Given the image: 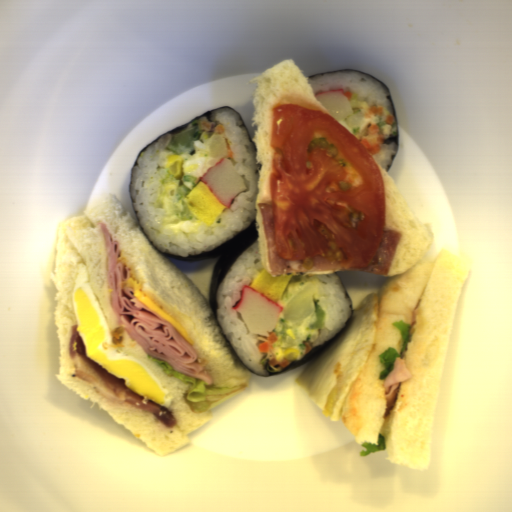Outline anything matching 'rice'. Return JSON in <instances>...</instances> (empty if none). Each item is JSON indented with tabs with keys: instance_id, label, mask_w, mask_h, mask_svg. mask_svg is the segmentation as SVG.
I'll use <instances>...</instances> for the list:
<instances>
[{
	"instance_id": "obj_1",
	"label": "rice",
	"mask_w": 512,
	"mask_h": 512,
	"mask_svg": "<svg viewBox=\"0 0 512 512\" xmlns=\"http://www.w3.org/2000/svg\"><path fill=\"white\" fill-rule=\"evenodd\" d=\"M199 122L219 123L233 151L230 161L245 183L229 207H224L215 223L207 226L195 215L192 220L181 217L183 203L176 179L165 169L170 155L167 148L172 134H165L147 147L132 167L129 190L137 224L156 251L177 256H193L209 252L245 230L256 219V199L262 164L257 163L256 149L247 128L237 112L229 108L217 110L212 120L201 116Z\"/></svg>"
},
{
	"instance_id": "obj_2",
	"label": "rice",
	"mask_w": 512,
	"mask_h": 512,
	"mask_svg": "<svg viewBox=\"0 0 512 512\" xmlns=\"http://www.w3.org/2000/svg\"><path fill=\"white\" fill-rule=\"evenodd\" d=\"M265 268L260 260L257 240L237 258L218 286L216 314L220 332L246 369L268 376L270 372L261 364L265 357L271 361L280 351L295 348L298 357L289 363L302 360L306 356L304 341H309L313 347L327 342L346 326L353 311L336 272L289 273L291 277L282 296L274 301L283 308L306 285L312 284L314 300H319L325 312L324 326L321 329L310 328L317 318L315 310L301 325L290 323L280 312L272 331L278 335V340L269 352H260L259 345L267 340V335L250 332L241 314L233 310V305L240 301L244 286H251Z\"/></svg>"
},
{
	"instance_id": "obj_3",
	"label": "rice",
	"mask_w": 512,
	"mask_h": 512,
	"mask_svg": "<svg viewBox=\"0 0 512 512\" xmlns=\"http://www.w3.org/2000/svg\"><path fill=\"white\" fill-rule=\"evenodd\" d=\"M315 96L324 91L344 90L351 93L350 104L356 112L363 116L368 114L373 106L383 108L382 115L364 118V122L357 128H350L343 125L360 142L363 137L368 135L369 129L376 124L379 131L382 132L385 141L398 135L395 121L393 124H387L388 116H393L392 104L388 98V92L375 79L359 73L357 71H341L319 75L309 79Z\"/></svg>"
},
{
	"instance_id": "obj_4",
	"label": "rice",
	"mask_w": 512,
	"mask_h": 512,
	"mask_svg": "<svg viewBox=\"0 0 512 512\" xmlns=\"http://www.w3.org/2000/svg\"><path fill=\"white\" fill-rule=\"evenodd\" d=\"M398 146L396 142L385 144L383 142L380 150L372 155L375 162L379 164L386 172H388L395 155H397Z\"/></svg>"
},
{
	"instance_id": "obj_5",
	"label": "rice",
	"mask_w": 512,
	"mask_h": 512,
	"mask_svg": "<svg viewBox=\"0 0 512 512\" xmlns=\"http://www.w3.org/2000/svg\"><path fill=\"white\" fill-rule=\"evenodd\" d=\"M201 130V129H200ZM202 131V130H201ZM202 135L200 137V141H203L205 147H207L208 143L211 141L213 137H216L215 134L210 131H202Z\"/></svg>"
}]
</instances>
